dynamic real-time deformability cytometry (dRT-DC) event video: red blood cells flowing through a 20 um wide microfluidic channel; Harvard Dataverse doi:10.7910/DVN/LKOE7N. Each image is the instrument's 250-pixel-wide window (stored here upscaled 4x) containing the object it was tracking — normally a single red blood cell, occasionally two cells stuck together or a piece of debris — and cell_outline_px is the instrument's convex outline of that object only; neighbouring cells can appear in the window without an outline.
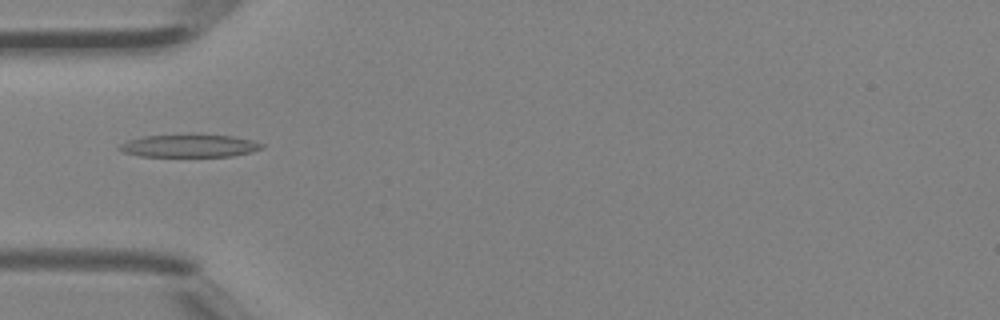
{"species": "Egyptian fruit bat (a non-hibernating species)", "species_latin": "Rousettus aegyptiacus", "temperature_condition": "room temperature", "stored_images_in_passage": 31, "camera_frame_rate_fps": 3000, "um_per_image_px": 0.085, "animal": {"sex": "female"}, "frame": {"image": 1, "passage_image": 1, "time_ms": 0.0, "image_size_px": [1000, 320], "cell_outline_px": [[264, 148], [252, 152], [232, 156], [140, 156], [124, 152], [116, 148], [120, 144], [128, 140], [144, 136], [232, 136], [252, 140], [264, 144]], "centroid_in_image_um": [16.11, 12.42], "position_along_channel_um": 68.9, "area_um2": 18.32}}
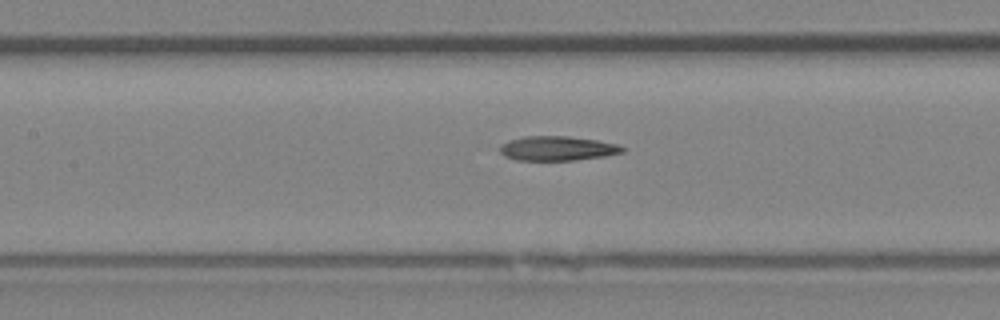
{"frame": {"image": 2, "passage_image": 7, "time_ms": 2.0, "image_size_px": [1000, 320], "cell_outline_px": [[624, 152], [604, 156], [576, 160], [516, 160], [504, 156], [500, 152], [500, 144], [508, 140], [524, 136], [568, 136], [596, 140], [620, 144], [624, 148]], "centroid_in_image_um": [47.36, 12.61], "position_along_channel_um": 160.0, "area_um2": 17.57}}
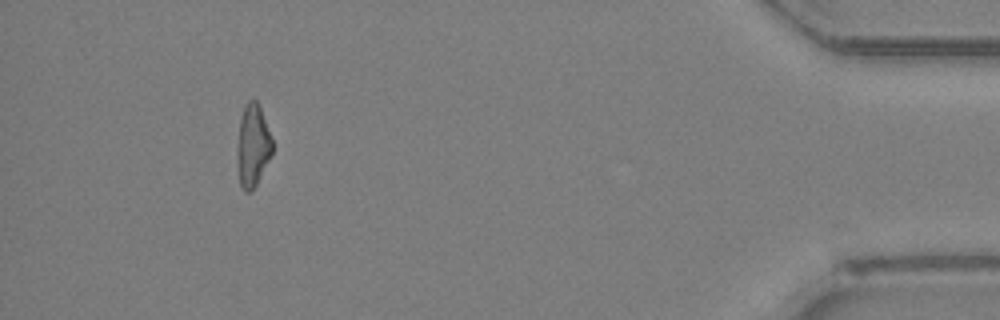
{"frame": {"image": 3, "passage_image": 28, "time_ms": 9.0, "image_size_px": [1000, 320], "cell_outline_px": [[272, 152], [252, 192], [244, 192], [240, 184], [236, 152], [240, 120], [244, 104], [248, 100], [256, 100], [260, 108], [272, 140]], "centroid_in_image_um": [21.45, 12.38], "position_along_channel_um": 413.7, "area_um2": 16.59}, "authors_computed_cell_mechanics": {"area_um2": 17.629, "velocity_mm_per_s": 4.562, "shape_relaxation_time_tau1_ms": null, "shape_relaxation_time_tau2_ms": 6.0046, "deformation_change_tau1": null, "deformation_change_tau2": 0.2065}}